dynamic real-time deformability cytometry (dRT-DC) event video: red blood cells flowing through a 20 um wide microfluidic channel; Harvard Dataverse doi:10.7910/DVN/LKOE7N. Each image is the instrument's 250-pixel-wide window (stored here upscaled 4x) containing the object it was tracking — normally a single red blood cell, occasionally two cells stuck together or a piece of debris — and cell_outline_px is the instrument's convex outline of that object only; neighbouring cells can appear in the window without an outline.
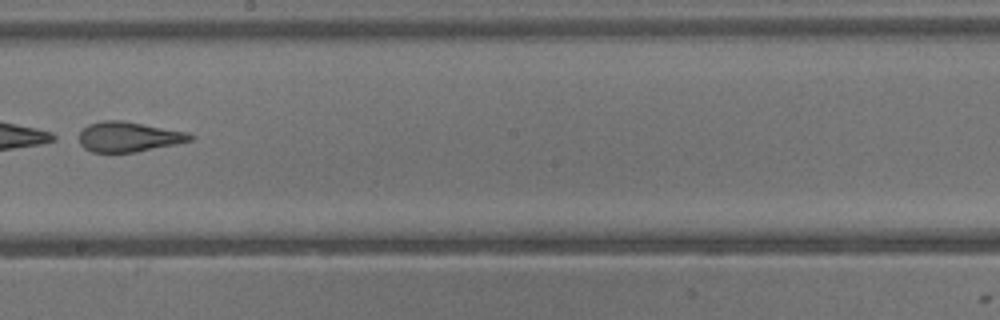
{"species": "common noctule bat (a hibernating species)", "species_latin": "Nyctalus noctula", "temperature_condition": "warm", "stored_images_in_passage": 39, "camera_frame_rate_fps": 3000, "um_per_image_px": 0.085, "animal": {"sex": "male", "body_mass_g": 13.3}, "frame": {"image": 1, "passage_image": 23, "time_ms": 7.333, "image_size_px": [1000, 320], "cell_outline_px": [[196, 136], [192, 140], [176, 144], [136, 152], [92, 152], [84, 148], [80, 144], [80, 132], [88, 124], [100, 120], [120, 120], [188, 132]], "centroid_in_image_um": [10.94, 11.63], "position_along_channel_um": 237.3, "area_um2": 19.42}}